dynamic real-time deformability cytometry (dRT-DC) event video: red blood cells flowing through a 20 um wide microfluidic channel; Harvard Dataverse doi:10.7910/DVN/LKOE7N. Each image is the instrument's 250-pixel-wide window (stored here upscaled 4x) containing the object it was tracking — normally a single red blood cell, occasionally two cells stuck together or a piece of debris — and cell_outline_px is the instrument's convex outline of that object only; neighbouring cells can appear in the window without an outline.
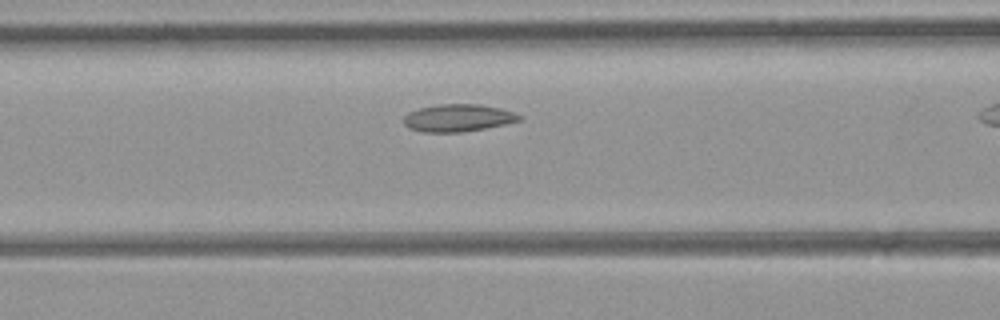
{"species": "common noctule bat (a hibernating species)", "species_latin": "Nyctalus noctula", "temperature_condition": "room temperature", "stored_images_in_passage": 23, "camera_frame_rate_fps": 3000, "um_per_image_px": 0.085, "animal": {"sex": "female", "body_mass_g": 21.9}, "frame": {"image": 1, "passage_image": 5, "time_ms": 1.333, "image_size_px": [1000, 320], "cell_outline_px": [[524, 116], [520, 120], [504, 124], [484, 128], [460, 132], [424, 132], [408, 128], [404, 124], [404, 116], [408, 112], [420, 108], [440, 104], [480, 104], [500, 108], [516, 112]], "centroid_in_image_um": [38.95, 10.01], "position_along_channel_um": 127.7, "area_um2": 18.44}}
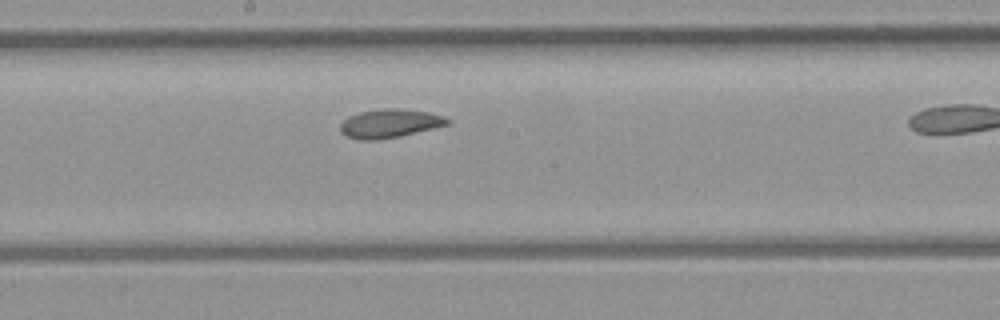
{"frame": {"image": 2, "passage_image": 11, "time_ms": 3.333, "image_size_px": [1000, 320], "cell_outline_px": [[452, 120], [448, 124], [400, 136], [376, 140], [360, 140], [348, 136], [340, 132], [340, 124], [348, 116], [360, 112], [384, 108], [392, 108], [428, 112], [444, 116]], "centroid_in_image_um": [33.11, 10.49], "position_along_channel_um": 215.1, "area_um2": 17.69}}
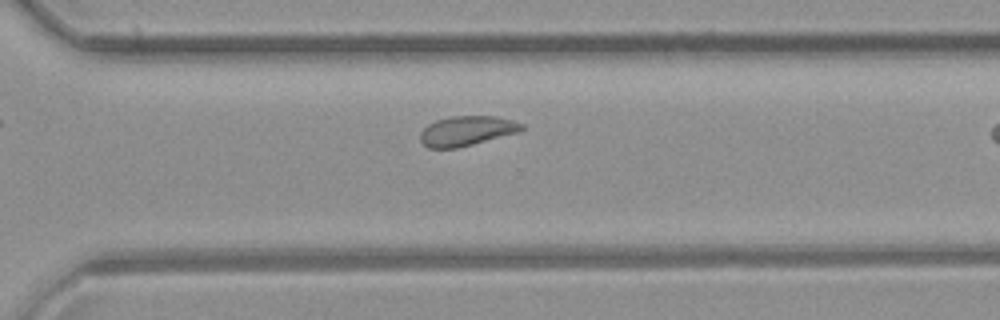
{"frame": {"image": 3, "passage_image": 19, "time_ms": 6.0, "image_size_px": [1000, 320], "cell_outline_px": [[524, 128], [520, 132], [456, 148], [428, 148], [420, 140], [420, 132], [428, 124], [436, 120], [452, 116], [496, 116], [512, 120], [524, 124]], "centroid_in_image_um": [39.68, 11.12], "position_along_channel_um": 330.9, "area_um2": 17.57}}